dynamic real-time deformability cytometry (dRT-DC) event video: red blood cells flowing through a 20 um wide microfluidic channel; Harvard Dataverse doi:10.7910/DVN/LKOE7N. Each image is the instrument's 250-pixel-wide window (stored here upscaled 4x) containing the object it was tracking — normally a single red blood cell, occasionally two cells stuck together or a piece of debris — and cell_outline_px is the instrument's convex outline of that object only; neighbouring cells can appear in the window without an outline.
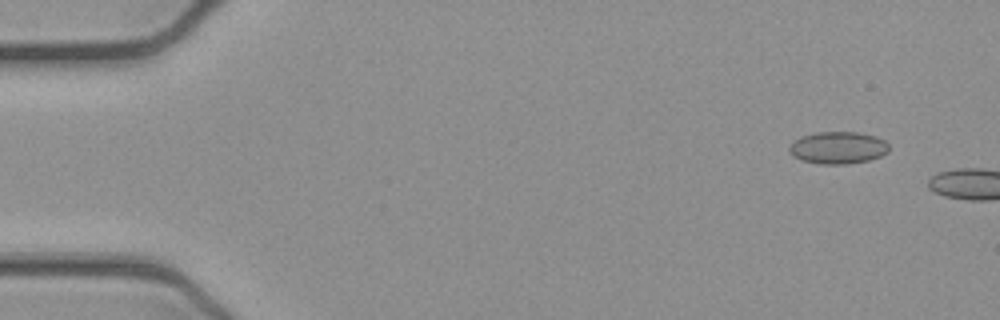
{"species": "common noctule bat (a hibernating species)", "species_latin": "Nyctalus noctula", "temperature_condition": "cold", "stored_images_in_passage": 5, "camera_frame_rate_fps": 3000, "um_per_image_px": 0.085, "animal": {"sex": "female", "body_mass_g": 21.9}, "frame": {"image": 1, "passage_image": 2, "time_ms": 0.333, "image_size_px": [1000, 320], "cell_outline_px": [[888, 152], [880, 156], [868, 160], [848, 164], [820, 164], [804, 160], [792, 156], [788, 152], [788, 148], [800, 136], [816, 132], [856, 132], [876, 136], [884, 140], [888, 144]], "centroid_in_image_um": [71.22, 12.55], "position_along_channel_um": 13.8, "area_um2": 18.67}}